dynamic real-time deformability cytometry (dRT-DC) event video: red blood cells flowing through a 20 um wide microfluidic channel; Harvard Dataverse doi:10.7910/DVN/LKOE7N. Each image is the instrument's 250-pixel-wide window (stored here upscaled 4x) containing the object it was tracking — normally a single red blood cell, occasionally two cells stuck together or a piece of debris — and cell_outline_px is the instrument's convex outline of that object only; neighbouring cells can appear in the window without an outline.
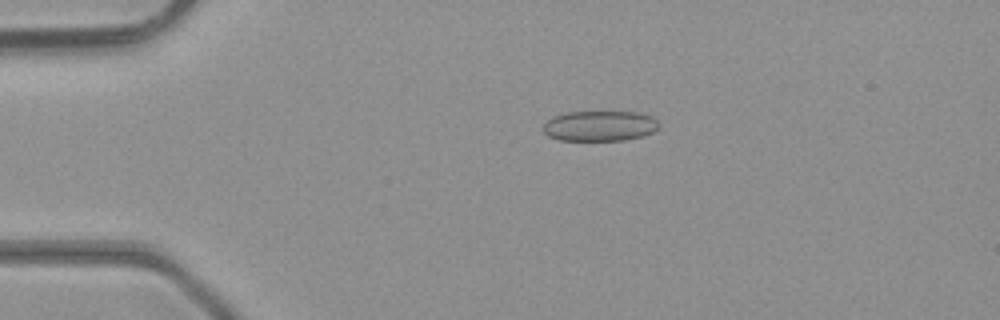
{"species": "common noctule bat (a hibernating species)", "species_latin": "Nyctalus noctula", "temperature_condition": "room temperature", "stored_images_in_passage": 4, "camera_frame_rate_fps": 3000, "um_per_image_px": 0.085, "animal": {"sex": "male", "body_mass_g": 23.1, "forearm_length_mm": 52.7}, "frame": {"image": 1, "passage_image": 3, "time_ms": 0.667, "image_size_px": [1000, 320], "cell_outline_px": [[660, 128], [652, 132], [640, 136], [624, 140], [560, 140], [548, 136], [540, 128], [548, 120], [556, 116], [568, 112], [636, 112], [652, 116], [660, 124]], "centroid_in_image_um": [50.98, 10.7], "position_along_channel_um": 34.0, "area_um2": 20.4}}